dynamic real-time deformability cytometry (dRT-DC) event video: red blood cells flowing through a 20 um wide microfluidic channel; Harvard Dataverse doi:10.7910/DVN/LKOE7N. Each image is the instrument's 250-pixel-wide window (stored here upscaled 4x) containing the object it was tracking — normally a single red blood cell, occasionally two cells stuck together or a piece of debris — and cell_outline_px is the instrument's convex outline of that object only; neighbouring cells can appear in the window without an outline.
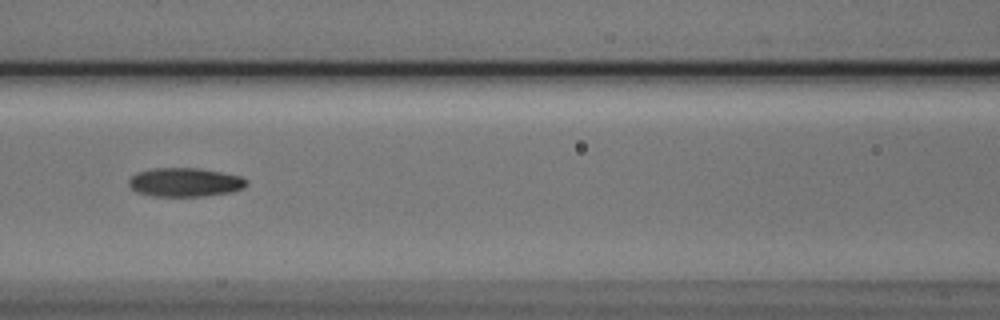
{"species": "Egyptian fruit bat (a non-hibernating species)", "species_latin": "Rousettus aegyptiacus", "temperature_condition": "cold", "stored_images_in_passage": 9, "camera_frame_rate_fps": 3000, "um_per_image_px": 0.085, "animal": {"sex": "male"}, "frame": {"image": 1, "passage_image": 7, "time_ms": 2.0, "image_size_px": [1000, 320], "cell_outline_px": [[248, 184], [244, 188], [232, 192], [204, 196], [152, 196], [136, 192], [128, 184], [128, 180], [136, 172], [152, 168], [196, 168], [220, 172], [240, 176], [248, 180]], "centroid_in_image_um": [15.72, 15.49], "position_along_channel_um": 150.9, "area_um2": 19.88}}
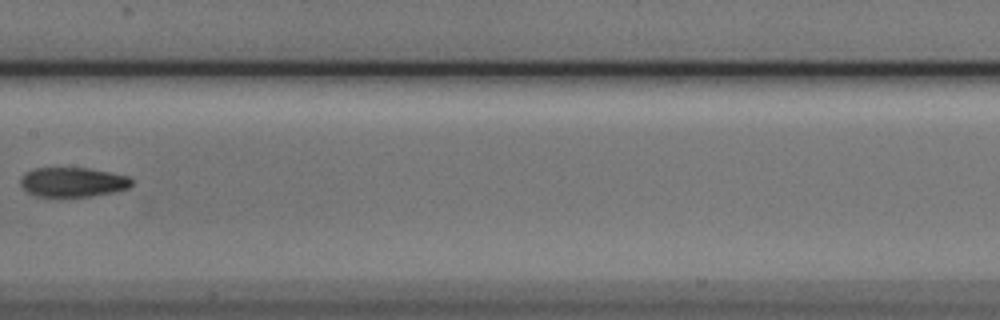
{"frame": {"image": 2, "passage_image": 8, "time_ms": 2.333, "image_size_px": [1000, 320], "cell_outline_px": [[132, 184], [128, 188], [112, 192], [92, 196], [36, 196], [28, 192], [20, 184], [20, 180], [28, 172], [36, 168], [88, 168], [128, 176], [132, 180]], "centroid_in_image_um": [6.2, 15.48], "position_along_channel_um": 201.2, "area_um2": 18.79}}
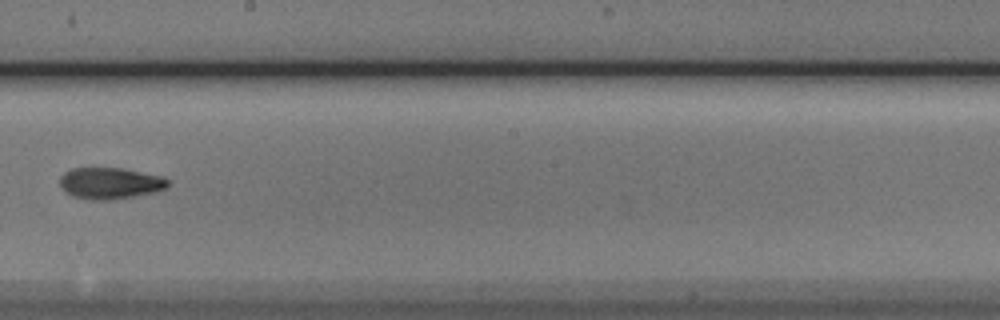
{"frame": {"image": 3, "passage_image": 9, "time_ms": 2.667, "image_size_px": [1000, 320], "cell_outline_px": [[168, 188], [156, 192], [108, 200], [92, 200], [72, 196], [64, 192], [60, 188], [60, 176], [64, 172], [72, 168], [124, 168], [164, 176], [168, 180]], "centroid_in_image_um": [9.35, 15.57], "position_along_channel_um": 238.8, "area_um2": 20.06}}